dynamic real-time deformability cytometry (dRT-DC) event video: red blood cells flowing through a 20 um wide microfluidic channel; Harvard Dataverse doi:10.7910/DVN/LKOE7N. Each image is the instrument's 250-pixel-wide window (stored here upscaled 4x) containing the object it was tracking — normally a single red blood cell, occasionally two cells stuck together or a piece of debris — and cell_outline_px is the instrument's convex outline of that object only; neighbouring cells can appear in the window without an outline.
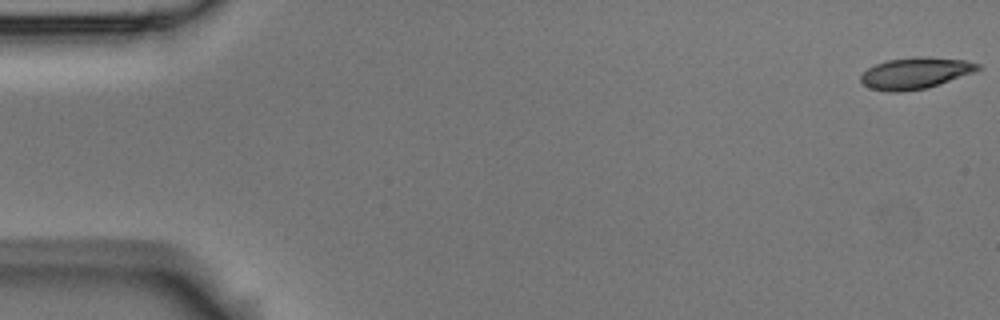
{"species": "Egyptian fruit bat (a non-hibernating species)", "species_latin": "Rousettus aegyptiacus", "temperature_condition": "room temperature", "stored_images_in_passage": 6, "camera_frame_rate_fps": 3000, "um_per_image_px": 0.085, "animal": {"sex": "male"}, "frame": {"image": 1, "passage_image": 1, "time_ms": 0.0, "image_size_px": [1000, 320], "cell_outline_px": [[984, 68], [928, 88], [900, 92], [884, 92], [872, 88], [864, 84], [860, 80], [860, 76], [868, 68], [876, 64], [888, 60], [916, 56], [928, 56], [964, 60], [980, 64]], "centroid_in_image_um": [77.82, 6.21], "position_along_channel_um": 7.2, "area_um2": 21.44}}
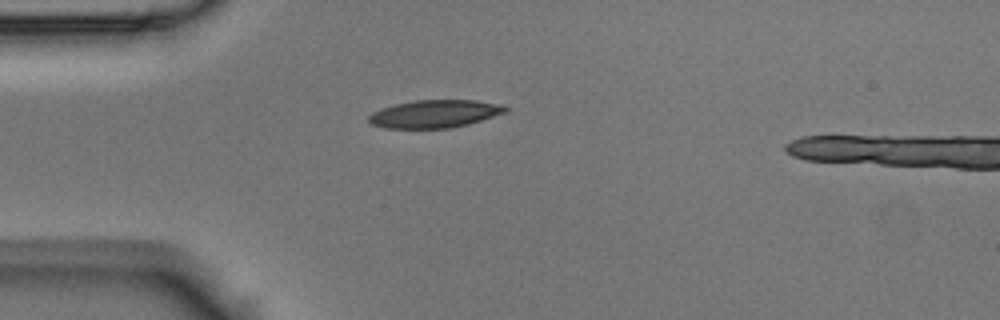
{"frame": {"image": 2, "passage_image": 5, "time_ms": 1.333, "image_size_px": [1000, 320], "cell_outline_px": [[508, 112], [468, 124], [452, 128], [384, 128], [372, 124], [368, 120], [368, 116], [372, 112], [380, 108], [396, 104], [416, 100], [476, 100], [500, 104], [508, 108]], "centroid_in_image_um": [36.95, 9.67], "position_along_channel_um": 48.0, "area_um2": 22.2}}